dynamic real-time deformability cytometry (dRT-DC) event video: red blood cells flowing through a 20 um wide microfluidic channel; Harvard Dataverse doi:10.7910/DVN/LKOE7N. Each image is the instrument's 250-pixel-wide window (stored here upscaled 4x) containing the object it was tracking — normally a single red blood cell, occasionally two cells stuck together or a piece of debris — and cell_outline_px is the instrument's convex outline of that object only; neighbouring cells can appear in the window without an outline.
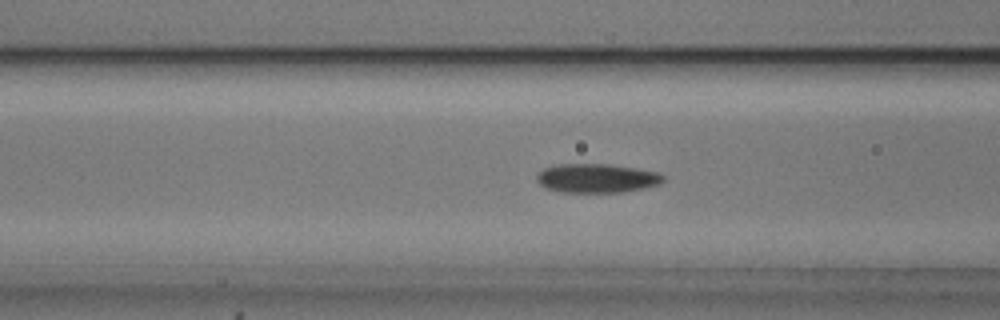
{"species": "common noctule bat (a hibernating species)", "species_latin": "Nyctalus noctula", "temperature_condition": "cold", "stored_images_in_passage": 41, "camera_frame_rate_fps": 3000, "um_per_image_px": 0.085, "animal": {"sex": "male", "body_mass_g": 20.5, "forearm_length_mm": 52.5}, "frame": {"image": 1, "passage_image": 21, "time_ms": 6.667, "image_size_px": [1000, 320], "cell_outline_px": [[664, 180], [660, 184], [644, 188], [620, 192], [560, 192], [544, 188], [536, 180], [536, 172], [544, 168], [556, 164], [608, 164], [636, 168], [660, 172], [664, 176]], "centroid_in_image_um": [50.7, 15.14], "position_along_channel_um": 115.9, "area_um2": 21.62}}
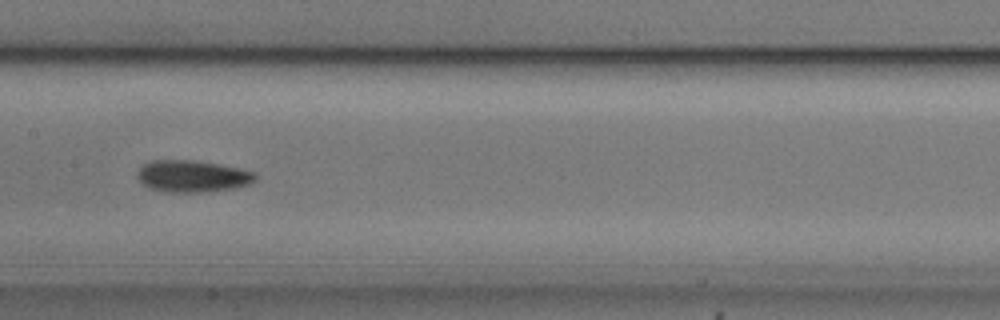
{"frame": {"image": 2, "passage_image": 27, "time_ms": 8.667, "image_size_px": [1000, 320], "cell_outline_px": [[256, 180], [248, 184], [236, 188], [200, 192], [164, 192], [152, 188], [144, 184], [136, 176], [140, 168], [144, 164], [152, 160], [196, 160], [220, 164], [240, 168], [256, 172]], "centroid_in_image_um": [16.39, 14.97], "position_along_channel_um": 191.0, "area_um2": 21.91}}
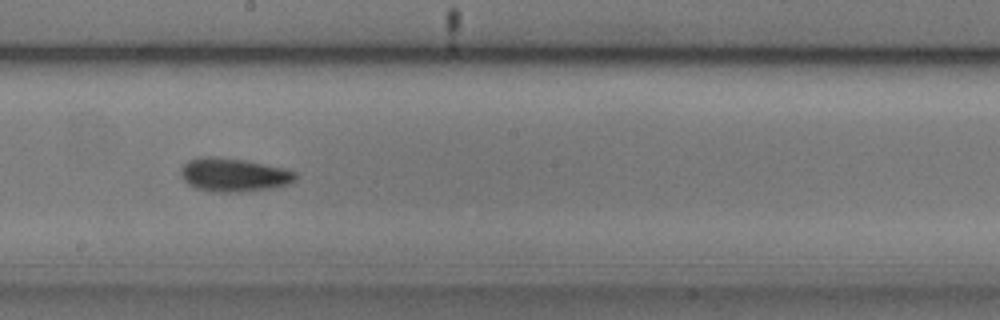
{"frame": {"image": 3, "passage_image": 30, "time_ms": 9.667, "image_size_px": [1000, 320], "cell_outline_px": [[296, 180], [288, 184], [268, 188], [240, 192], [212, 192], [196, 188], [188, 184], [180, 176], [180, 168], [188, 160], [204, 156], [212, 156], [244, 160], [284, 168], [296, 172]], "centroid_in_image_um": [19.83, 14.86], "position_along_channel_um": 228.4, "area_um2": 22.37}, "authors_computed_cell_mechanics": {"area_um2": 20.5768, "velocity_mm_per_s": 3.7383, "shape_relaxation_time_tau1_ms": 2.78, "shape_relaxation_time_tau2_ms": null, "deformation_change_tau1": 0.0976, "deformation_change_tau2": null}}